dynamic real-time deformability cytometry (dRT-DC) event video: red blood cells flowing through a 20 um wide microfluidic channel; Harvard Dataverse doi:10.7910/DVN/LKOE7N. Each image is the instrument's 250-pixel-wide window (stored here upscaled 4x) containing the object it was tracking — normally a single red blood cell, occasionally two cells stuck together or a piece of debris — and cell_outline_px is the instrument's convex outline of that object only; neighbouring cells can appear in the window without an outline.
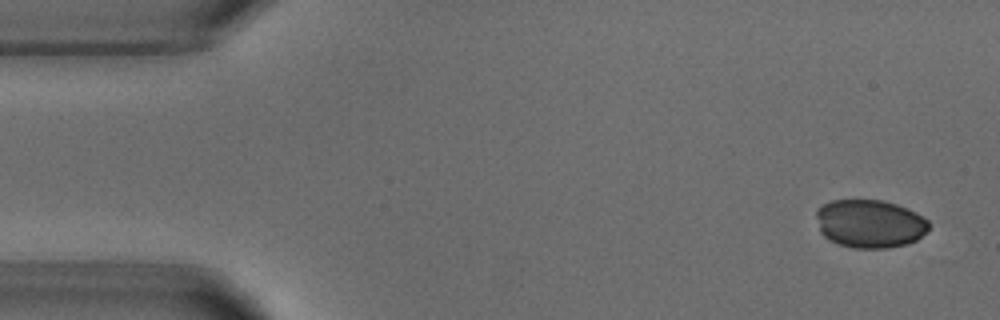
{"species": "common noctule bat (a hibernating species)", "species_latin": "Nyctalus noctula", "temperature_condition": "warm", "stored_images_in_passage": 4, "camera_frame_rate_fps": 3000, "um_per_image_px": 0.085, "animal": {"sex": "male", "body_mass_g": 18.8}, "frame": {"image": 1, "passage_image": 1, "time_ms": 0.0, "image_size_px": [1000, 320], "cell_outline_px": [[932, 224], [916, 240], [908, 244], [888, 248], [852, 248], [828, 240], [820, 232], [816, 216], [816, 212], [824, 204], [832, 200], [884, 200], [908, 208], [916, 212], [928, 220]], "centroid_in_image_um": [73.95, 19.01], "position_along_channel_um": 11.1, "area_um2": 31.79}}
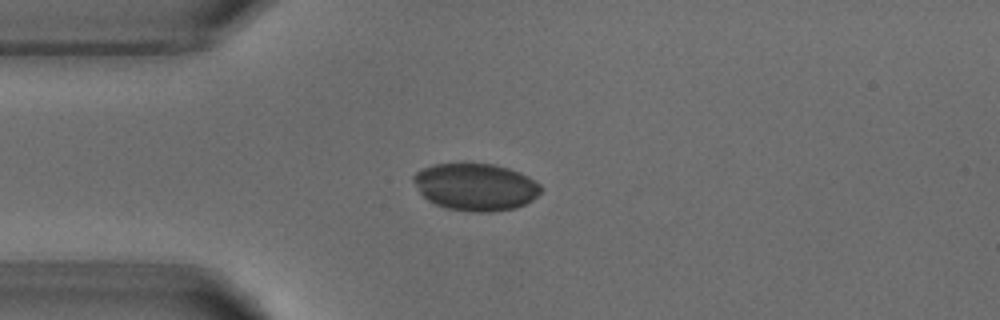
{"frame": {"image": 2, "passage_image": 4, "time_ms": 3.333, "image_size_px": [1000, 320], "cell_outline_px": [[544, 188], [532, 200], [516, 208], [492, 212], [472, 212], [448, 208], [436, 204], [428, 200], [420, 192], [412, 180], [412, 176], [416, 172], [424, 168], [436, 164], [492, 164], [508, 168], [520, 172], [528, 176], [540, 184]], "centroid_in_image_um": [40.45, 15.89], "position_along_channel_um": 44.6, "area_um2": 34.91}}